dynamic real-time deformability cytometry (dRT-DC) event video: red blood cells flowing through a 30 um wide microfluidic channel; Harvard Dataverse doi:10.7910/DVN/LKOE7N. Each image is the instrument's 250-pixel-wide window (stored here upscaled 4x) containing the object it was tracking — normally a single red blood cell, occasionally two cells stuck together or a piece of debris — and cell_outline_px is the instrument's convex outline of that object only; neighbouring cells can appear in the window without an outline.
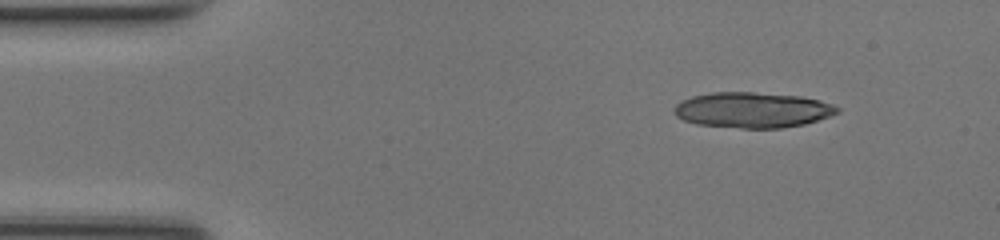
{"species": "common noctule bat (a hibernating species)", "species_latin": "Nyctalus noctula", "temperature_condition": "room temperature", "stored_images_in_passage": 44, "camera_frame_rate_fps": 3000, "um_per_image_px": 0.085, "animal": {"sex": "female", "body_mass_g": 17.0, "forearm_length_mm": 48.0}, "frame": {"image": 1, "passage_image": 1, "time_ms": 0.0, "image_size_px": [1000, 240], "cell_outline_px": [[840, 112], [804, 124], [780, 128], [740, 128], [696, 124], [684, 120], [676, 116], [672, 112], [676, 104], [680, 100], [692, 96], [712, 92], [752, 92], [800, 96], [832, 104], [840, 108]], "centroid_in_image_um": [63.91, 9.35], "position_along_channel_um": 21.1, "area_um2": 33.7}}
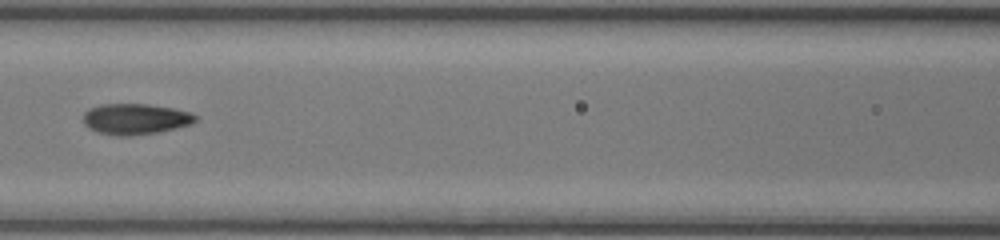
{"frame": {"image": 2, "passage_image": 17, "time_ms": 5.333, "image_size_px": [1000, 240], "cell_outline_px": [[196, 120], [192, 124], [176, 128], [156, 132], [128, 136], [116, 136], [96, 132], [84, 124], [84, 112], [88, 108], [100, 104], [148, 104], [172, 108], [188, 112], [196, 116]], "centroid_in_image_um": [11.47, 10.11], "position_along_channel_um": 155.1, "area_um2": 20.11}}
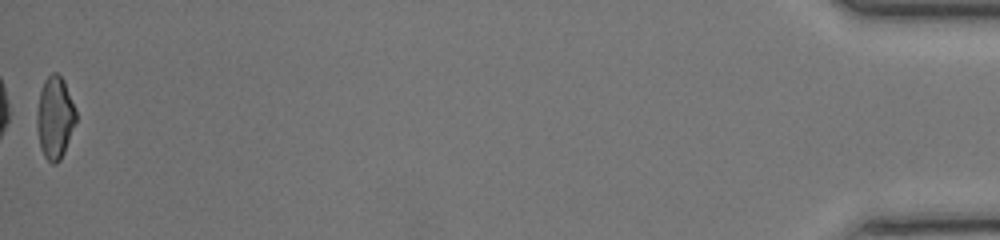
{"frame": {"image": 3, "passage_image": 44, "time_ms": 14.333, "image_size_px": [1000, 240], "cell_outline_px": [[76, 120], [64, 152], [60, 160], [56, 164], [52, 164], [44, 156], [40, 148], [36, 128], [36, 112], [40, 92], [44, 80], [52, 72], [56, 72], [64, 80], [76, 108]], "centroid_in_image_um": [4.65, 9.99], "position_along_channel_um": 430.5, "area_um2": 18.9}, "authors_computed_cell_mechanics": {"area_um2": 20.1433, "velocity_mm_per_s": 4.2509, "shape_relaxation_time_tau1_ms": 5.1692, "shape_relaxation_time_tau2_ms": 1.8927, "deformation_change_tau1": 0.1655, "deformation_change_tau2": 0.0877}}